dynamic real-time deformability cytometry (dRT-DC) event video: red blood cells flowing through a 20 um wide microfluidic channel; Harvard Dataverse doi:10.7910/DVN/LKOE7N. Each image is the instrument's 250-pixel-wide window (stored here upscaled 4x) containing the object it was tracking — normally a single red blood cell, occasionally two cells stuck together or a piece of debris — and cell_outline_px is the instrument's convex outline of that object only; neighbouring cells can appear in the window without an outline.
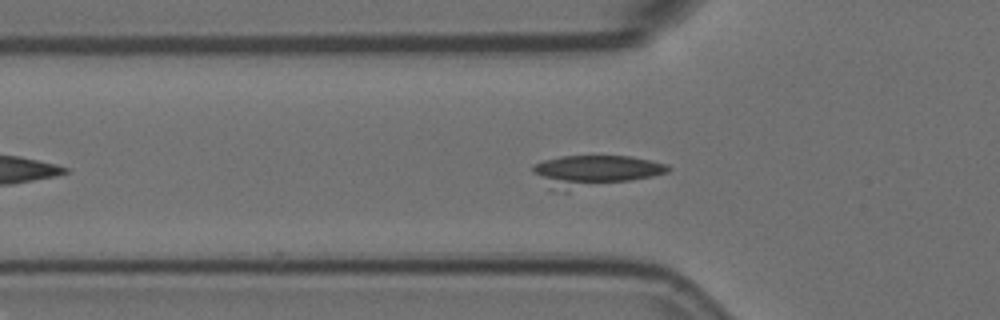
{"species": "Egyptian fruit bat (a non-hibernating species)", "species_latin": "Rousettus aegyptiacus", "temperature_condition": "room temperature", "stored_images_in_passage": 6, "camera_frame_rate_fps": 3000, "um_per_image_px": 0.085, "animal": {"sex": "female"}, "frame": {"image": 1, "passage_image": 5, "time_ms": 1.333, "image_size_px": [1000, 320], "cell_outline_px": [[672, 168], [668, 172], [652, 176], [632, 180], [568, 192], [552, 192], [532, 172], [532, 168], [536, 164], [544, 160], [560, 156], [632, 156], [652, 160], [668, 164]], "centroid_in_image_um": [50.5, 14.56], "position_along_channel_um": 75.3, "area_um2": 25.32}}
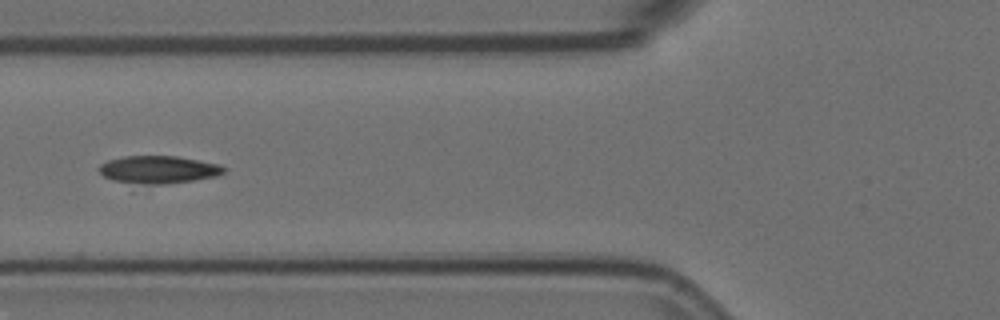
{"frame": {"image": 2, "passage_image": 6, "time_ms": 1.667, "image_size_px": [1000, 320], "cell_outline_px": [[228, 168], [224, 172], [216, 176], [132, 192], [104, 176], [100, 172], [100, 164], [108, 160], [124, 156], [176, 156], [220, 164]], "centroid_in_image_um": [13.35, 14.54], "position_along_channel_um": 112.5, "area_um2": 22.2}}